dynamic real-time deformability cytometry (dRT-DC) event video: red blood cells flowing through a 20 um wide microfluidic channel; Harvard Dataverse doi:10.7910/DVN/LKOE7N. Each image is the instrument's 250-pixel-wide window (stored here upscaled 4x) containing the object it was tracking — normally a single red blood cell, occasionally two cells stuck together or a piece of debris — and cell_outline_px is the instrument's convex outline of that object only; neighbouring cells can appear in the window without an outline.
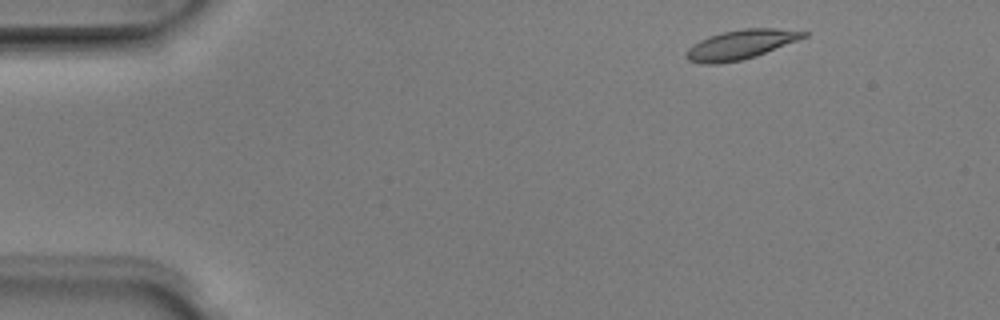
{"species": "Egyptian fruit bat (a non-hibernating species)", "species_latin": "Rousettus aegyptiacus", "temperature_condition": "room temperature", "stored_images_in_passage": 4, "camera_frame_rate_fps": 3000, "um_per_image_px": 0.085, "animal": {"sex": "male"}, "frame": {"image": 1, "passage_image": 1, "time_ms": 0.0, "image_size_px": [1000, 320], "cell_outline_px": [[808, 36], [756, 56], [740, 60], [716, 64], [704, 64], [688, 60], [684, 56], [684, 52], [692, 44], [708, 36], [724, 32], [744, 28], [776, 28], [808, 32]], "centroid_in_image_um": [62.92, 3.79], "position_along_channel_um": 22.1, "area_um2": 20.06}}
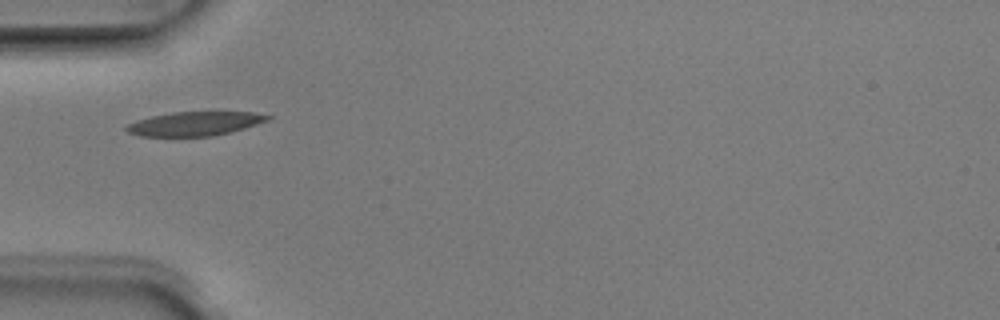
{"frame": {"image": 2, "passage_image": 4, "time_ms": 1.0, "image_size_px": [1000, 320], "cell_outline_px": [[272, 116], [268, 120], [244, 128], [212, 136], [140, 136], [128, 132], [124, 128], [128, 124], [136, 120], [152, 116], [172, 112], [220, 108], [252, 112]], "centroid_in_image_um": [16.61, 10.45], "position_along_channel_um": 68.4, "area_um2": 20.69}}